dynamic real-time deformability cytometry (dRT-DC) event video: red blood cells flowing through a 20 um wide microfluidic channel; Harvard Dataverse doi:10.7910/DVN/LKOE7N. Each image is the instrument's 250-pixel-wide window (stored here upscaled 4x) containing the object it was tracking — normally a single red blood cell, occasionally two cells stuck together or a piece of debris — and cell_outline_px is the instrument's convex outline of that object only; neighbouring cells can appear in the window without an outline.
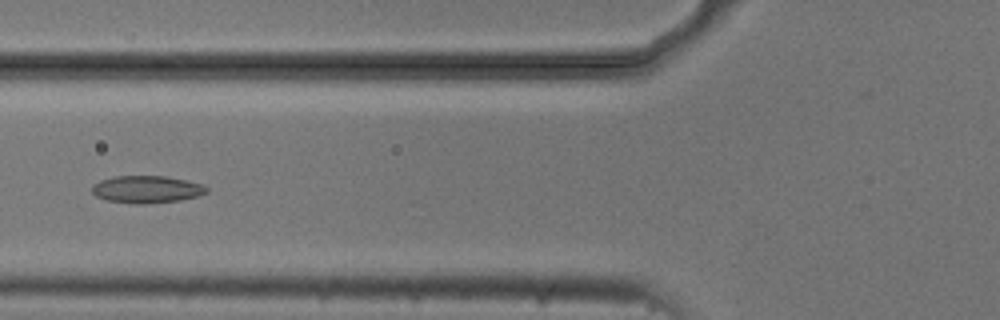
{"species": "common noctule bat (a hibernating species)", "species_latin": "Nyctalus noctula", "temperature_condition": "cold", "stored_images_in_passage": 2, "camera_frame_rate_fps": 3000, "um_per_image_px": 0.085, "animal": {"sex": "male", "body_mass_g": 20.5, "forearm_length_mm": 52.5}, "frame": {"image": 1, "passage_image": 2, "time_ms": 0.333, "image_size_px": [1000, 320], "cell_outline_px": [[208, 192], [200, 196], [180, 200], [144, 204], [132, 204], [108, 200], [96, 196], [92, 192], [92, 188], [100, 180], [116, 176], [164, 176], [204, 184], [208, 188]], "centroid_in_image_um": [12.51, 16.1], "position_along_channel_um": 113.3, "area_um2": 18.21}}